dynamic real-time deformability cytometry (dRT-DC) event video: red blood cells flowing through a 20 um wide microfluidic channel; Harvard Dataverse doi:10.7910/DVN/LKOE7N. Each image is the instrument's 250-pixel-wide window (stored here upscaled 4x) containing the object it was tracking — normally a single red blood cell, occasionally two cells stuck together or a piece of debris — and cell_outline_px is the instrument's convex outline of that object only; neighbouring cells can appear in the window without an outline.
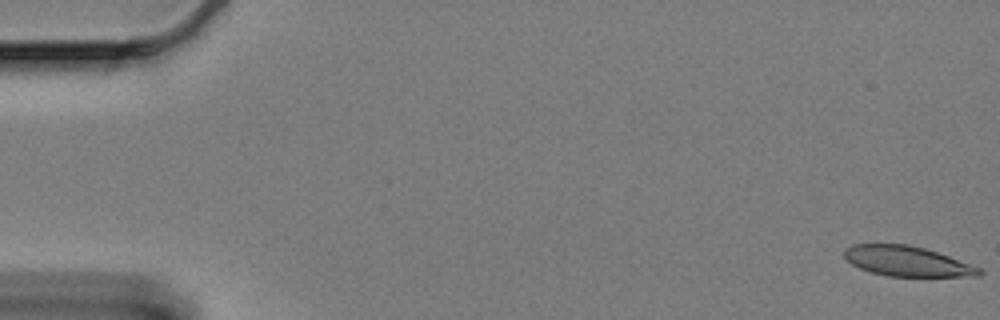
{"species": "Egyptian fruit bat (a non-hibernating species)", "species_latin": "Rousettus aegyptiacus", "temperature_condition": "cold", "stored_images_in_passage": 24, "camera_frame_rate_fps": 3000, "um_per_image_px": 0.085, "animal": {"sex": "female"}, "frame": {"image": 1, "passage_image": 1, "time_ms": 0.0, "image_size_px": [1000, 320], "cell_outline_px": [[984, 272], [980, 276], [888, 276], [872, 272], [860, 268], [844, 260], [844, 248], [852, 244], [908, 244], [924, 248], [948, 256], [980, 268]], "centroid_in_image_um": [77.05, 22.2], "position_along_channel_um": 7.9, "area_um2": 23.52}}
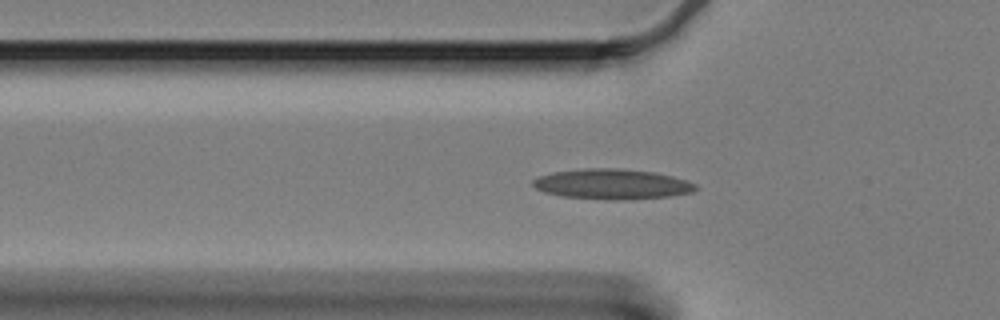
{"frame": {"image": 2, "passage_image": 20, "time_ms": 6.333, "image_size_px": [1000, 320], "cell_outline_px": [[700, 188], [692, 192], [672, 196], [624, 200], [608, 200], [560, 196], [544, 192], [536, 188], [532, 184], [532, 180], [536, 176], [552, 172], [584, 168], [620, 168], [652, 172], [672, 176], [696, 184]], "centroid_in_image_um": [52.0, 15.65], "position_along_channel_um": 73.8, "area_um2": 28.96}}
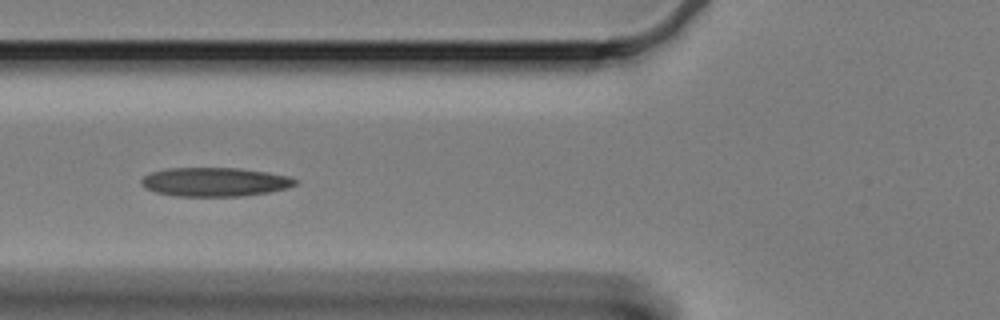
{"frame": {"image": 3, "passage_image": 23, "time_ms": 7.333, "image_size_px": [1000, 320], "cell_outline_px": [[300, 180], [296, 184], [288, 188], [268, 192], [240, 196], [176, 196], [156, 192], [144, 188], [140, 184], [140, 180], [144, 176], [152, 172], [168, 168], [240, 168], [268, 172], [288, 176]], "centroid_in_image_um": [18.26, 15.46], "position_along_channel_um": 107.5, "area_um2": 26.01}}